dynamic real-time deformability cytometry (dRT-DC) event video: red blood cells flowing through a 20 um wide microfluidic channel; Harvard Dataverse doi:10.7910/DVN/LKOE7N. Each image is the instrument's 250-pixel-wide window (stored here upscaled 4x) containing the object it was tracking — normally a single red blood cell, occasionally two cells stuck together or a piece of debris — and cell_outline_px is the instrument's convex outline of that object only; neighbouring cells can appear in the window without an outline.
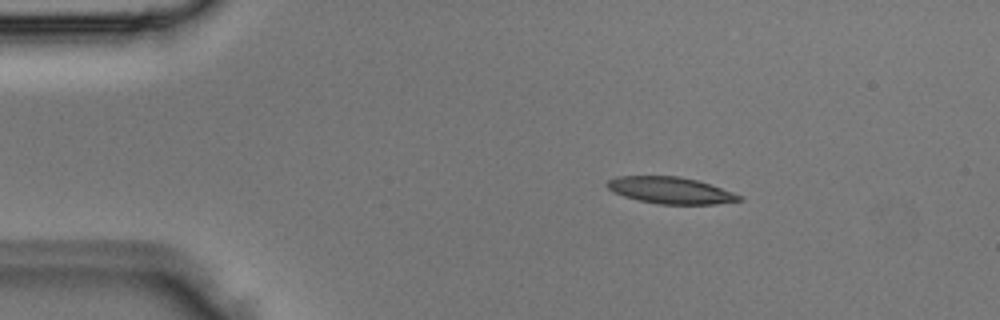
{"species": "Egyptian fruit bat (a non-hibernating species)", "species_latin": "Rousettus aegyptiacus", "temperature_condition": "room temperature", "stored_images_in_passage": 3, "segment_of_instrument_passage": [1, 2], "camera_frame_rate_fps": 3000, "um_per_image_px": 0.085, "animal": {"sex": "male"}, "frame": {"image": 1, "passage_image": 1, "time_ms": 0.0, "image_size_px": [1000, 320], "cell_outline_px": [[740, 200], [716, 204], [660, 204], [640, 200], [624, 196], [608, 188], [608, 180], [616, 176], [680, 176], [696, 180], [732, 192], [740, 196]], "centroid_in_image_um": [56.97, 16.17], "position_along_channel_um": 28.0, "area_um2": 20.0}}